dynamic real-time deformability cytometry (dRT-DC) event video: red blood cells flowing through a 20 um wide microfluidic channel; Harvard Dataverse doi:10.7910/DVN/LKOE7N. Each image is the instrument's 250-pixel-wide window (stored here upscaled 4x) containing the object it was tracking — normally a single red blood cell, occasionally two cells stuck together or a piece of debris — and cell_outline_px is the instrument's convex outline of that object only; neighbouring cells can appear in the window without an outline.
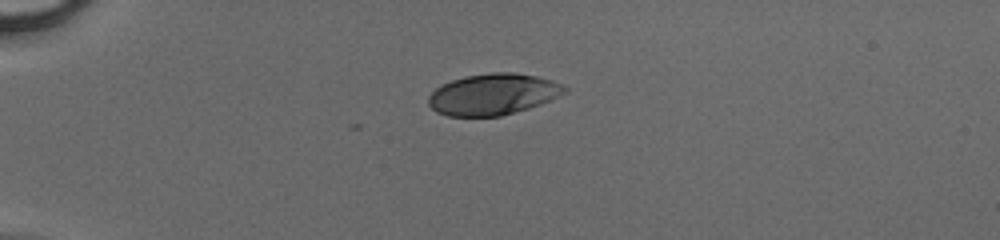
{"species": "human", "species_latin": "Homo sapiens", "temperature_condition": "cold", "stored_images_in_passage": 37, "camera_frame_rate_fps": 3000, "um_per_image_px": 0.085, "donor": {"sex": "male"}, "frame": {"image": 1, "passage_image": 1, "time_ms": 0.0, "image_size_px": [1000, 240], "cell_outline_px": [[568, 88], [564, 92], [540, 104], [528, 108], [500, 116], [448, 116], [436, 112], [428, 104], [428, 96], [436, 88], [452, 80], [464, 76], [492, 72], [512, 72], [536, 76], [552, 80]], "centroid_in_image_um": [41.86, 8.01], "position_along_channel_um": 43.1, "area_um2": 32.43}}
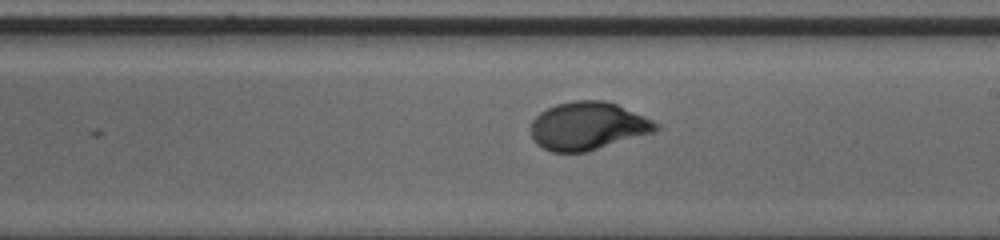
{"frame": {"image": 2, "passage_image": 18, "time_ms": 5.667, "image_size_px": [1000, 240], "cell_outline_px": [[660, 128], [652, 132], [588, 152], [552, 152], [536, 144], [532, 140], [532, 120], [540, 112], [556, 104], [576, 100], [604, 100], [616, 104], [644, 116], [660, 124]], "centroid_in_image_um": [49.95, 10.71], "position_along_channel_um": 239.0, "area_um2": 34.8}}
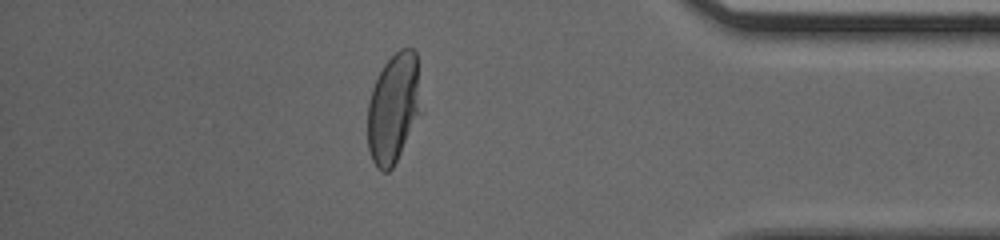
{"frame": {"image": 3, "passage_image": 31, "time_ms": 10.0, "image_size_px": [1000, 240], "cell_outline_px": [[424, 112], [392, 168], [388, 172], [384, 172], [376, 168], [372, 160], [368, 148], [368, 104], [372, 88], [376, 76], [384, 64], [400, 48], [412, 48], [416, 52]], "centroid_in_image_um": [33.5, 9.19], "position_along_channel_um": 401.7, "area_um2": 35.26}}